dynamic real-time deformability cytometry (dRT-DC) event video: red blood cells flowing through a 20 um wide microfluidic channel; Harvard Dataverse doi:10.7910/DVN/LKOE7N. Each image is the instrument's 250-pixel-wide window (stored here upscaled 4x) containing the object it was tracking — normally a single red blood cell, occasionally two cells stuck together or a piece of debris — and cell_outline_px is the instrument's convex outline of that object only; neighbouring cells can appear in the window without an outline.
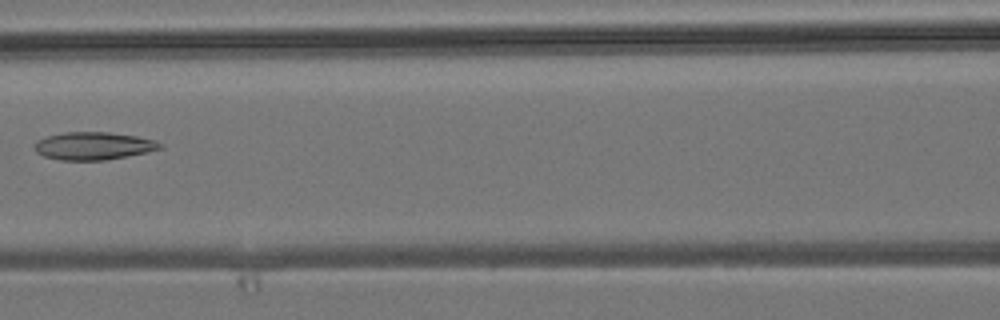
{"species": "common noctule bat (a hibernating species)", "species_latin": "Nyctalus noctula", "temperature_condition": "room temperature", "stored_images_in_passage": 4, "camera_frame_rate_fps": 3000, "um_per_image_px": 0.085, "animal": {"sex": "male", "body_mass_g": 19.2, "forearm_length_mm": 51.8}, "frame": {"image": 1, "passage_image": 4, "time_ms": 3.333, "image_size_px": [1000, 320], "cell_outline_px": [[164, 148], [128, 156], [104, 160], [60, 160], [44, 156], [36, 152], [32, 148], [32, 144], [36, 140], [48, 136], [64, 132], [108, 132], [136, 136], [156, 140], [164, 144]], "centroid_in_image_um": [7.93, 12.4], "position_along_channel_um": 158.7, "area_um2": 20.52}}